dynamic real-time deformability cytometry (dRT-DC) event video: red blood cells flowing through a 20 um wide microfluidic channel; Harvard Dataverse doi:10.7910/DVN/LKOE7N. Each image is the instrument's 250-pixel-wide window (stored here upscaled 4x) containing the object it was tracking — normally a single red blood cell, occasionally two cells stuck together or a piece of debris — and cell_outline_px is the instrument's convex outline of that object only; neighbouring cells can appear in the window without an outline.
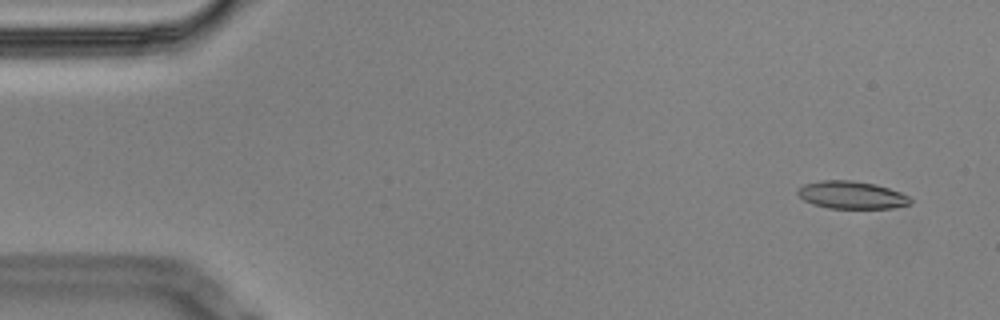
{"species": "Egyptian fruit bat (a non-hibernating species)", "species_latin": "Rousettus aegyptiacus", "temperature_condition": "cold", "stored_images_in_passage": 58, "camera_frame_rate_fps": 3000, "um_per_image_px": 0.085, "animal": {"sex": "male"}, "frame": {"image": 1, "passage_image": 4, "time_ms": 1.0, "image_size_px": [1000, 320], "cell_outline_px": [[912, 204], [892, 208], [828, 208], [812, 204], [804, 200], [796, 192], [796, 188], [804, 184], [820, 180], [852, 180], [876, 184], [900, 192], [908, 196], [912, 200]], "centroid_in_image_um": [72.37, 16.57], "position_along_channel_um": 12.6, "area_um2": 18.26}}
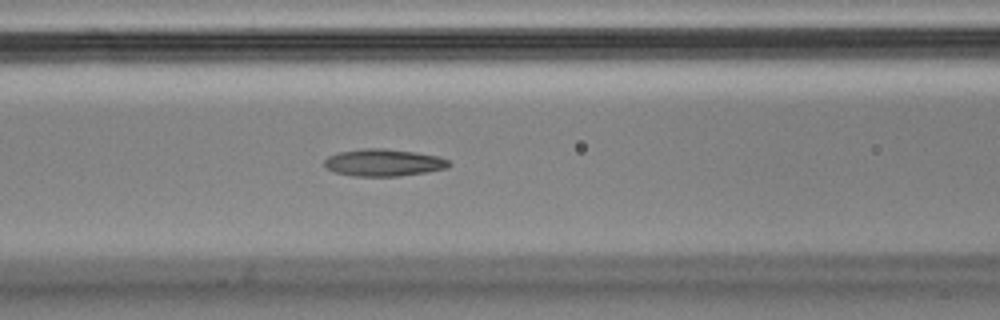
{"frame": {"image": 2, "passage_image": 24, "time_ms": 7.667, "image_size_px": [1000, 320], "cell_outline_px": [[452, 164], [448, 168], [428, 172], [400, 176], [352, 176], [336, 172], [328, 168], [324, 164], [324, 160], [328, 156], [340, 152], [360, 148], [384, 148], [416, 152], [436, 156], [448, 160]], "centroid_in_image_um": [32.63, 13.82], "position_along_channel_um": 134.0, "area_um2": 19.77}}
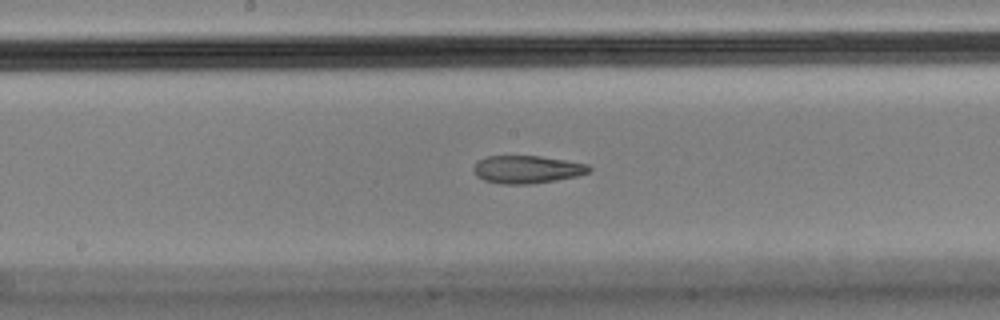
{"frame": {"image": 3, "passage_image": 30, "time_ms": 9.667, "image_size_px": [1000, 320], "cell_outline_px": [[592, 168], [588, 172], [576, 176], [556, 180], [532, 184], [500, 184], [484, 180], [476, 176], [472, 168], [484, 156], [540, 156], [588, 164]], "centroid_in_image_um": [44.77, 14.4], "position_along_channel_um": 203.4, "area_um2": 18.67}, "authors_computed_cell_mechanics": {"area_um2": 19.4497, "velocity_mm_per_s": 3.4697, "shape_relaxation_time_tau1_ms": null, "shape_relaxation_time_tau2_ms": 4.7336, "deformation_change_tau1": null, "deformation_change_tau2": 0.1362}}